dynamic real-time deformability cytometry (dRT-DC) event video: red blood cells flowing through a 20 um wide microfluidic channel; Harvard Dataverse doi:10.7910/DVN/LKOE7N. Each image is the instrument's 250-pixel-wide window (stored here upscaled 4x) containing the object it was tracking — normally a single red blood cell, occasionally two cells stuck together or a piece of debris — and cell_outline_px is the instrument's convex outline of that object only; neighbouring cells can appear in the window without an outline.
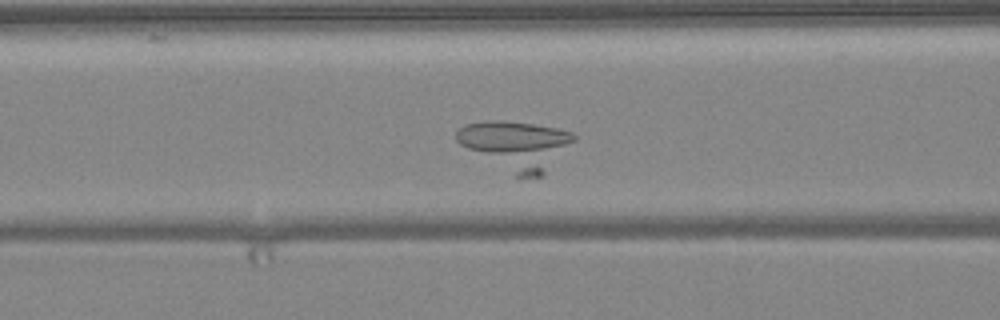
{"species": "common noctule bat (a hibernating species)", "species_latin": "Nyctalus noctula", "temperature_condition": "warm", "stored_images_in_passage": 32, "camera_frame_rate_fps": 3000, "um_per_image_px": 0.085, "animal": {"sex": "female", "body_mass_g": 24.6, "forearm_length_mm": 56.2}, "frame": {"image": 1, "passage_image": 20, "time_ms": 6.333, "image_size_px": [1000, 320], "cell_outline_px": [[576, 140], [540, 176], [516, 176], [460, 144], [456, 140], [456, 132], [464, 124], [488, 120], [504, 120], [532, 124], [556, 128], [572, 132], [576, 136]], "centroid_in_image_um": [43.87, 12.3], "position_along_channel_um": 122.7, "area_um2": 32.6}}